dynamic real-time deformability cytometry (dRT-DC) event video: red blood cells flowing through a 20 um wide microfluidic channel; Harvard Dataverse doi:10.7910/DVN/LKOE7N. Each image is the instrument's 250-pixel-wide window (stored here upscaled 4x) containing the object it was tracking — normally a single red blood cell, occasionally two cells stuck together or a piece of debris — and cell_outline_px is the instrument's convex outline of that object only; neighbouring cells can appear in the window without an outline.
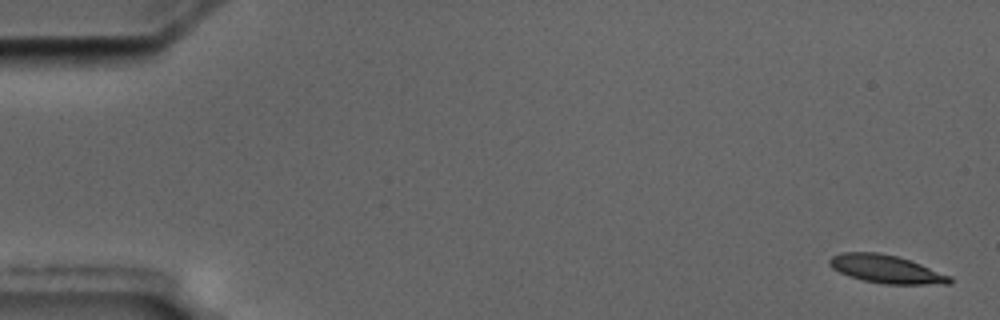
{"species": "common noctule bat (a hibernating species)", "species_latin": "Nyctalus noctula", "temperature_condition": "cold", "stored_images_in_passage": 6, "camera_frame_rate_fps": 3000, "um_per_image_px": 0.085, "animal": {"sex": "male", "body_mass_g": 17.5, "forearm_length_mm": 52.3}, "frame": {"image": 1, "passage_image": 1, "time_ms": 0.0, "image_size_px": [1000, 320], "cell_outline_px": [[952, 280], [948, 284], [884, 284], [864, 280], [840, 272], [832, 268], [828, 264], [828, 260], [832, 256], [840, 252], [880, 252], [896, 256], [920, 264], [952, 276]], "centroid_in_image_um": [75.31, 22.86], "position_along_channel_um": 9.7, "area_um2": 19.54}}
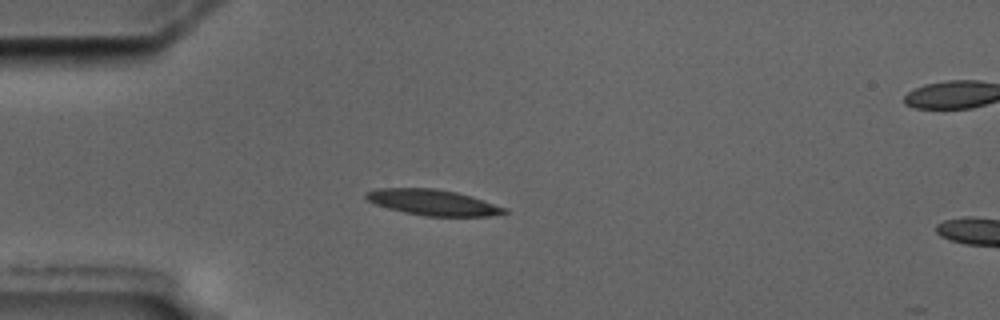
{"frame": {"image": 2, "passage_image": 5, "time_ms": 4.667, "image_size_px": [1000, 320], "cell_outline_px": [[508, 212], [488, 216], [424, 216], [404, 212], [388, 208], [376, 204], [368, 200], [364, 196], [364, 192], [376, 188], [436, 188], [456, 192], [472, 196], [508, 208]], "centroid_in_image_um": [36.79, 17.2], "position_along_channel_um": 48.2, "area_um2": 20.87}}